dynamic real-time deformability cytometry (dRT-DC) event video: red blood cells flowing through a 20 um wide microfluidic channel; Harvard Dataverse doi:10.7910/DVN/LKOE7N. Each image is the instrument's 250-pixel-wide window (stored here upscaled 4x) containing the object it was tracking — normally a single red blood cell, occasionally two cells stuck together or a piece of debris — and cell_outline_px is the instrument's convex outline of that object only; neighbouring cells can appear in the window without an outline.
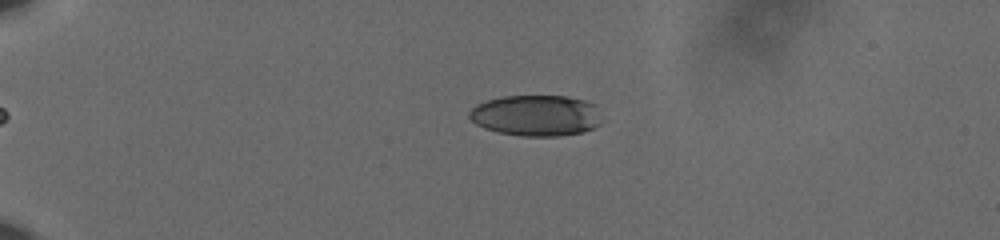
{"species": "human", "species_latin": "Homo sapiens", "temperature_condition": "cold", "stored_images_in_passage": 45, "camera_frame_rate_fps": 3000, "um_per_image_px": 0.085, "donor": {"sex": "male"}, "frame": {"image": 1, "passage_image": 1, "time_ms": 0.0, "image_size_px": [1000, 240], "cell_outline_px": [[600, 124], [584, 132], [560, 136], [524, 136], [500, 132], [484, 128], [476, 124], [468, 116], [468, 112], [476, 104], [500, 96], [568, 96], [584, 100], [596, 104]], "centroid_in_image_um": [45.56, 9.81], "position_along_channel_um": 39.4, "area_um2": 31.67}}
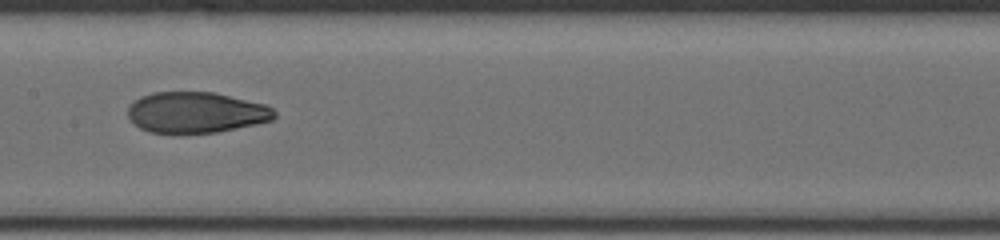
{"frame": {"image": 2, "passage_image": 19, "time_ms": 6.0, "image_size_px": [1000, 240], "cell_outline_px": [[276, 116], [272, 120], [256, 124], [216, 132], [176, 136], [148, 132], [140, 128], [128, 116], [128, 108], [140, 96], [152, 92], [212, 92], [264, 104], [272, 108], [276, 112]], "centroid_in_image_um": [16.63, 9.6], "position_along_channel_um": 190.8, "area_um2": 35.43}}
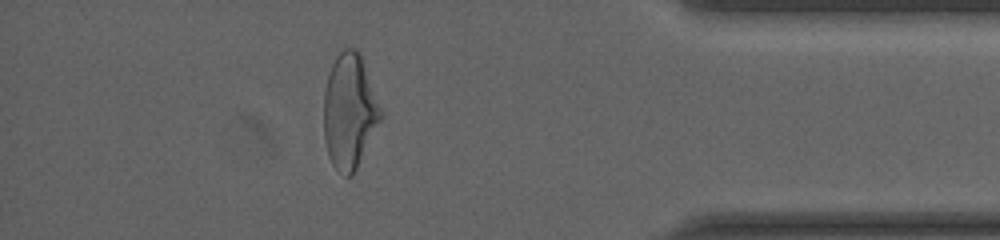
{"frame": {"image": 3, "passage_image": 39, "time_ms": 12.667, "image_size_px": [1000, 240], "cell_outline_px": [[384, 116], [352, 176], [344, 176], [332, 164], [328, 156], [324, 140], [324, 92], [328, 76], [332, 64], [336, 56], [344, 48], [356, 48], [360, 52]], "centroid_in_image_um": [29.71, 9.46], "position_along_channel_um": 405.5, "area_um2": 38.21}, "authors_computed_cell_mechanics": {"area_um2": 35.7782, "velocity_mm_per_s": 3.6277, "shape_relaxation_time_tau1_ms": 5.8275, "shape_relaxation_time_tau2_ms": 1.5148, "deformation_change_tau1": 0.1976, "deformation_change_tau2": 0.0726}}